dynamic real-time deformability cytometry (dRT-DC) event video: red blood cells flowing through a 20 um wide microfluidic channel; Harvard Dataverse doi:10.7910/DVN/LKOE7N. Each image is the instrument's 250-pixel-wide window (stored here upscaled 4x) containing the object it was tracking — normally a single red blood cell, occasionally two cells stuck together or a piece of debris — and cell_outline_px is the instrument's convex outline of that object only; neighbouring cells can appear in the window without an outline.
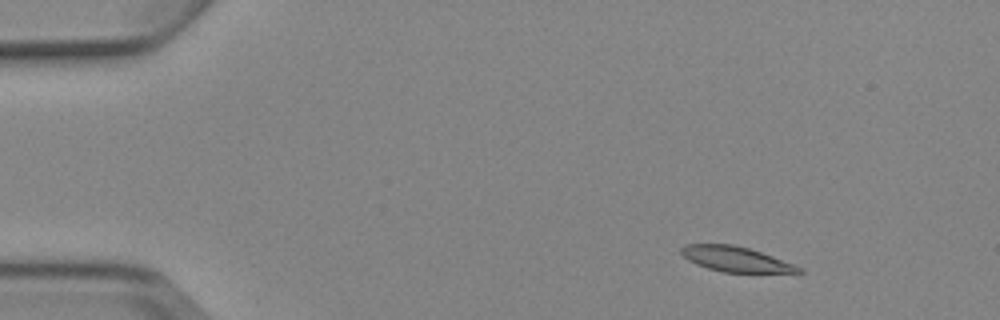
{"species": "Egyptian fruit bat (a non-hibernating species)", "species_latin": "Rousettus aegyptiacus", "temperature_condition": "cold", "stored_images_in_passage": 8, "camera_frame_rate_fps": 3000, "um_per_image_px": 0.085, "animal": {"sex": "female"}, "frame": {"image": 1, "passage_image": 2, "time_ms": 1.0, "image_size_px": [1000, 320], "cell_outline_px": [[804, 272], [724, 272], [708, 268], [696, 264], [688, 260], [680, 252], [680, 248], [684, 244], [732, 244], [748, 248], [772, 256], [792, 264], [800, 268]], "centroid_in_image_um": [62.45, 22.01], "position_along_channel_um": 22.5, "area_um2": 16.82}}
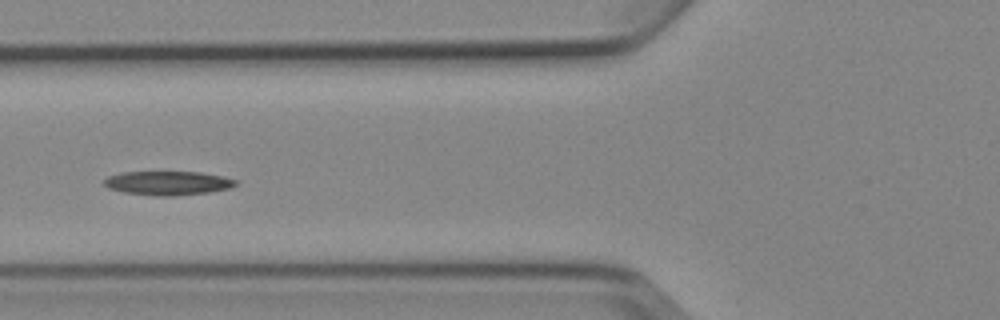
{"frame": {"image": 2, "passage_image": 6, "time_ms": 5.667, "image_size_px": [1000, 320], "cell_outline_px": [[236, 184], [228, 188], [208, 192], [176, 196], [156, 196], [124, 192], [108, 188], [104, 184], [104, 180], [108, 176], [120, 172], [200, 172], [224, 176], [236, 180]], "centroid_in_image_um": [14.24, 15.56], "position_along_channel_um": 111.6, "area_um2": 18.32}}
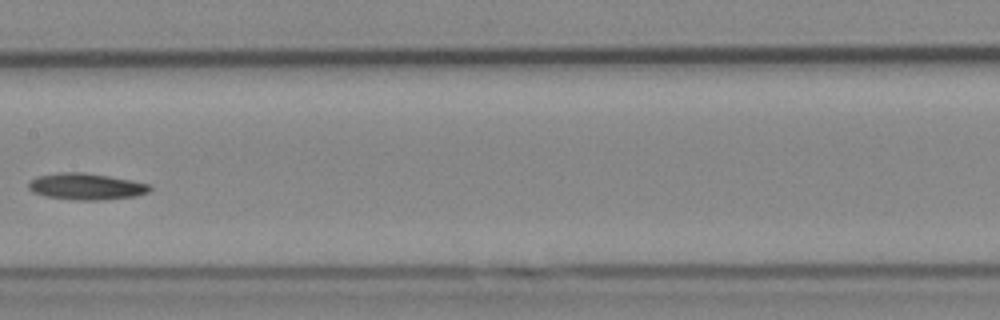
{"frame": {"image": 3, "passage_image": 8, "time_ms": 8.0, "image_size_px": [1000, 320], "cell_outline_px": [[152, 188], [148, 192], [136, 196], [104, 200], [76, 200], [44, 196], [32, 192], [28, 188], [28, 180], [36, 176], [56, 172], [84, 172], [132, 180], [152, 184]], "centroid_in_image_um": [7.3, 15.85], "position_along_channel_um": 200.1, "area_um2": 19.07}}